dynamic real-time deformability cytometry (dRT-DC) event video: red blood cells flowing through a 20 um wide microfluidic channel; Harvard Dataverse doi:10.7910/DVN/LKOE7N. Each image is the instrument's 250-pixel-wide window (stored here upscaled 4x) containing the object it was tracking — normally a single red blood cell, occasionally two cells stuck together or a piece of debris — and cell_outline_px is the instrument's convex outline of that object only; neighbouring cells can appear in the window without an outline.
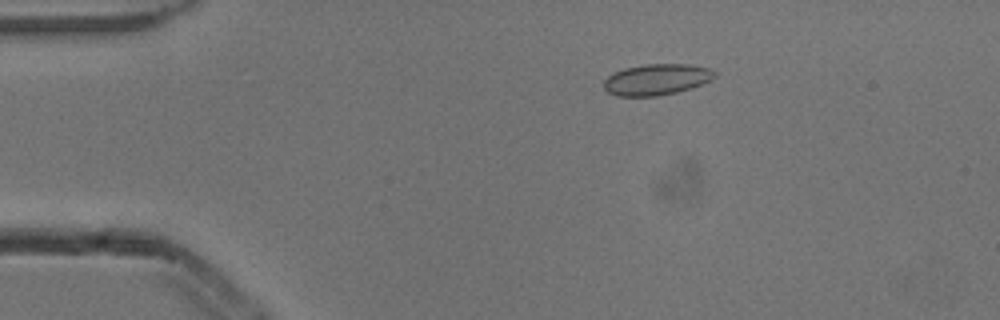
{"species": "common noctule bat (a hibernating species)", "species_latin": "Nyctalus noctula", "temperature_condition": "cold", "stored_images_in_passage": 5, "camera_frame_rate_fps": 3000, "um_per_image_px": 0.085, "animal": {"sex": "male", "body_mass_g": 13.3}, "frame": {"image": 1, "passage_image": 5, "time_ms": 1.333, "image_size_px": [1000, 320], "cell_outline_px": [[716, 76], [700, 84], [676, 92], [656, 96], [616, 96], [608, 92], [604, 88], [604, 80], [608, 76], [624, 68], [644, 64], [688, 64], [712, 68], [716, 72]], "centroid_in_image_um": [55.79, 6.75], "position_along_channel_um": 29.2, "area_um2": 19.94}}